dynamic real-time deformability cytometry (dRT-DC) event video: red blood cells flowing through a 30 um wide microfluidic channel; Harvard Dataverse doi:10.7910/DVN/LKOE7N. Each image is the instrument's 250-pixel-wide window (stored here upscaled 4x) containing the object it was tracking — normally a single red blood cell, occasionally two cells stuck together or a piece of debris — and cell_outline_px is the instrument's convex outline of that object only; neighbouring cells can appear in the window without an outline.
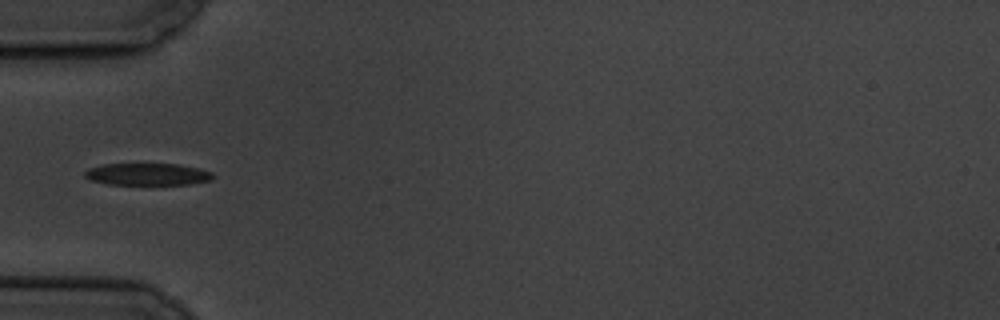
{"species": "common noctule bat (a hibernating species)", "species_latin": "Nyctalus noctula", "temperature_condition": "cold", "stored_images_in_passage": 40, "camera_frame_rate_fps": 3000, "um_per_image_px": 0.085, "animal": {"sex": "male", "body_mass_g": 19.5, "forearm_length_mm": 54.6}, "frame": {"image": 1, "passage_image": 1, "time_ms": 0.0, "image_size_px": [1000, 320], "cell_outline_px": [[216, 176], [212, 180], [188, 184], [108, 184], [92, 180], [84, 176], [84, 172], [88, 168], [104, 164], [176, 164], [196, 168], [212, 172]], "centroid_in_image_um": [12.54, 14.81], "position_along_channel_um": 72.5, "area_um2": 16.3}}
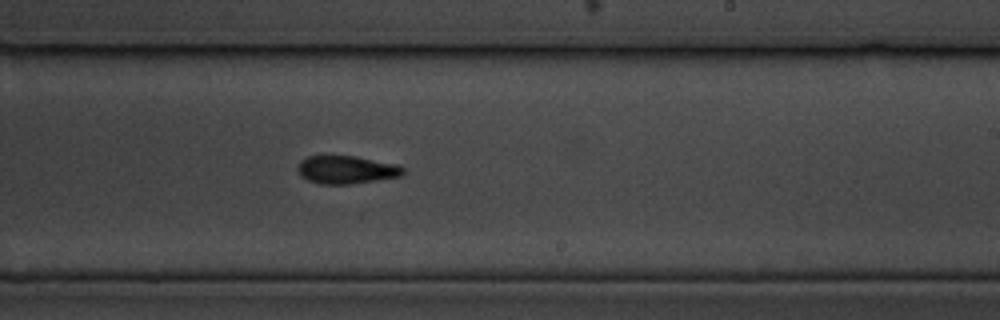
{"frame": {"image": 2, "passage_image": 17, "time_ms": 5.333, "image_size_px": [1000, 320], "cell_outline_px": [[404, 172], [400, 176], [376, 180], [348, 184], [320, 184], [308, 180], [300, 176], [296, 168], [300, 160], [308, 156], [356, 156], [400, 164], [404, 168]], "centroid_in_image_um": [29.43, 14.42], "position_along_channel_um": 259.6, "area_um2": 17.34}}
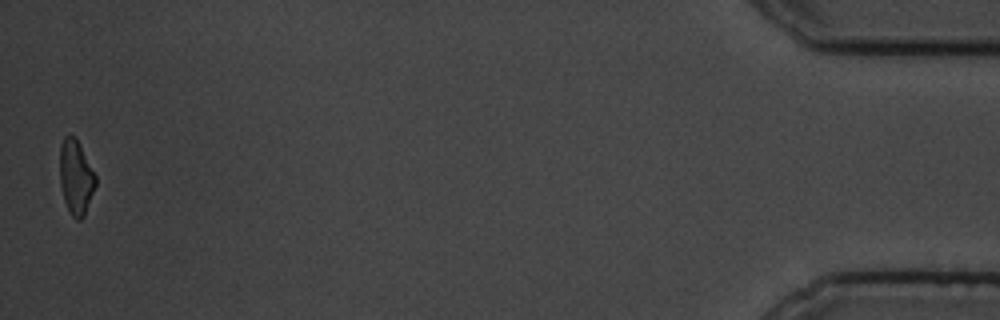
{"frame": {"image": 3, "passage_image": 39, "time_ms": 12.667, "image_size_px": [1000, 320], "cell_outline_px": [[96, 184], [84, 216], [80, 220], [76, 220], [72, 216], [64, 200], [60, 184], [60, 144], [64, 136], [76, 136], [96, 176]], "centroid_in_image_um": [6.44, 15.04], "position_along_channel_um": 428.8, "area_um2": 15.49}, "authors_computed_cell_mechanics": {"area_um2": 17.34, "velocity_mm_per_s": 3.5115, "shape_relaxation_time_tau1_ms": 5.8722, "shape_relaxation_time_tau2_ms": 8.212, "deformation_change_tau1": 0.1586, "deformation_change_tau2": 0.1139}}